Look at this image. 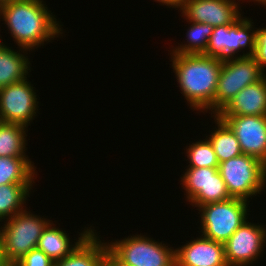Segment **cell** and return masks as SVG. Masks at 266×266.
I'll use <instances>...</instances> for the list:
<instances>
[{"instance_id": "31", "label": "cell", "mask_w": 266, "mask_h": 266, "mask_svg": "<svg viewBox=\"0 0 266 266\" xmlns=\"http://www.w3.org/2000/svg\"><path fill=\"white\" fill-rule=\"evenodd\" d=\"M250 1H255L258 2L259 4H263L266 6V0H250Z\"/></svg>"}, {"instance_id": "23", "label": "cell", "mask_w": 266, "mask_h": 266, "mask_svg": "<svg viewBox=\"0 0 266 266\" xmlns=\"http://www.w3.org/2000/svg\"><path fill=\"white\" fill-rule=\"evenodd\" d=\"M189 22L190 27L187 30L186 44H179L178 47H172L173 54H204L208 47L209 38L213 32L214 27L209 24ZM175 48V49H173Z\"/></svg>"}, {"instance_id": "7", "label": "cell", "mask_w": 266, "mask_h": 266, "mask_svg": "<svg viewBox=\"0 0 266 266\" xmlns=\"http://www.w3.org/2000/svg\"><path fill=\"white\" fill-rule=\"evenodd\" d=\"M108 249L129 266H176L175 249L145 235L108 242Z\"/></svg>"}, {"instance_id": "1", "label": "cell", "mask_w": 266, "mask_h": 266, "mask_svg": "<svg viewBox=\"0 0 266 266\" xmlns=\"http://www.w3.org/2000/svg\"><path fill=\"white\" fill-rule=\"evenodd\" d=\"M43 2L20 0L0 6V19L5 21L18 48L32 51L63 34L62 25Z\"/></svg>"}, {"instance_id": "13", "label": "cell", "mask_w": 266, "mask_h": 266, "mask_svg": "<svg viewBox=\"0 0 266 266\" xmlns=\"http://www.w3.org/2000/svg\"><path fill=\"white\" fill-rule=\"evenodd\" d=\"M239 5L235 0H183L180 10L186 21L217 27L239 20L243 16Z\"/></svg>"}, {"instance_id": "5", "label": "cell", "mask_w": 266, "mask_h": 266, "mask_svg": "<svg viewBox=\"0 0 266 266\" xmlns=\"http://www.w3.org/2000/svg\"><path fill=\"white\" fill-rule=\"evenodd\" d=\"M249 203L237 198L199 206L201 231L204 237L225 243L248 219Z\"/></svg>"}, {"instance_id": "8", "label": "cell", "mask_w": 266, "mask_h": 266, "mask_svg": "<svg viewBox=\"0 0 266 266\" xmlns=\"http://www.w3.org/2000/svg\"><path fill=\"white\" fill-rule=\"evenodd\" d=\"M251 19L241 17L234 24L214 27L204 53L219 59H229L246 47L248 52H242L239 57L252 56L255 51L256 30Z\"/></svg>"}, {"instance_id": "12", "label": "cell", "mask_w": 266, "mask_h": 266, "mask_svg": "<svg viewBox=\"0 0 266 266\" xmlns=\"http://www.w3.org/2000/svg\"><path fill=\"white\" fill-rule=\"evenodd\" d=\"M217 116L235 133L243 154L266 164V116Z\"/></svg>"}, {"instance_id": "29", "label": "cell", "mask_w": 266, "mask_h": 266, "mask_svg": "<svg viewBox=\"0 0 266 266\" xmlns=\"http://www.w3.org/2000/svg\"><path fill=\"white\" fill-rule=\"evenodd\" d=\"M0 266H8V263L6 262V259L3 255V250L0 243Z\"/></svg>"}, {"instance_id": "15", "label": "cell", "mask_w": 266, "mask_h": 266, "mask_svg": "<svg viewBox=\"0 0 266 266\" xmlns=\"http://www.w3.org/2000/svg\"><path fill=\"white\" fill-rule=\"evenodd\" d=\"M217 115L266 116V76L243 88Z\"/></svg>"}, {"instance_id": "14", "label": "cell", "mask_w": 266, "mask_h": 266, "mask_svg": "<svg viewBox=\"0 0 266 266\" xmlns=\"http://www.w3.org/2000/svg\"><path fill=\"white\" fill-rule=\"evenodd\" d=\"M176 266H228L224 243L201 235L175 249Z\"/></svg>"}, {"instance_id": "18", "label": "cell", "mask_w": 266, "mask_h": 266, "mask_svg": "<svg viewBox=\"0 0 266 266\" xmlns=\"http://www.w3.org/2000/svg\"><path fill=\"white\" fill-rule=\"evenodd\" d=\"M11 48L5 44L0 46V89L26 79L31 69L28 56L21 53L29 50L20 48L15 51Z\"/></svg>"}, {"instance_id": "21", "label": "cell", "mask_w": 266, "mask_h": 266, "mask_svg": "<svg viewBox=\"0 0 266 266\" xmlns=\"http://www.w3.org/2000/svg\"><path fill=\"white\" fill-rule=\"evenodd\" d=\"M33 183H11L0 186V222L24 210ZM30 191V192H29Z\"/></svg>"}, {"instance_id": "16", "label": "cell", "mask_w": 266, "mask_h": 266, "mask_svg": "<svg viewBox=\"0 0 266 266\" xmlns=\"http://www.w3.org/2000/svg\"><path fill=\"white\" fill-rule=\"evenodd\" d=\"M88 228H85L84 231L79 234L80 237H78V240L76 239V242L72 244L66 231L55 227L54 223L50 222L43 230L36 248L43 251L54 262L62 260L93 230L90 227Z\"/></svg>"}, {"instance_id": "27", "label": "cell", "mask_w": 266, "mask_h": 266, "mask_svg": "<svg viewBox=\"0 0 266 266\" xmlns=\"http://www.w3.org/2000/svg\"><path fill=\"white\" fill-rule=\"evenodd\" d=\"M102 266H129L119 260L109 249L105 251Z\"/></svg>"}, {"instance_id": "26", "label": "cell", "mask_w": 266, "mask_h": 266, "mask_svg": "<svg viewBox=\"0 0 266 266\" xmlns=\"http://www.w3.org/2000/svg\"><path fill=\"white\" fill-rule=\"evenodd\" d=\"M252 57L265 72L266 69V27L256 30L255 51Z\"/></svg>"}, {"instance_id": "24", "label": "cell", "mask_w": 266, "mask_h": 266, "mask_svg": "<svg viewBox=\"0 0 266 266\" xmlns=\"http://www.w3.org/2000/svg\"><path fill=\"white\" fill-rule=\"evenodd\" d=\"M186 148V156L188 158L187 160L190 163L187 167H219L216 153L207 137L195 143L193 142L188 147L186 146Z\"/></svg>"}, {"instance_id": "17", "label": "cell", "mask_w": 266, "mask_h": 266, "mask_svg": "<svg viewBox=\"0 0 266 266\" xmlns=\"http://www.w3.org/2000/svg\"><path fill=\"white\" fill-rule=\"evenodd\" d=\"M95 231L93 229L68 256L54 262V266H102L108 245Z\"/></svg>"}, {"instance_id": "28", "label": "cell", "mask_w": 266, "mask_h": 266, "mask_svg": "<svg viewBox=\"0 0 266 266\" xmlns=\"http://www.w3.org/2000/svg\"><path fill=\"white\" fill-rule=\"evenodd\" d=\"M156 2L162 3V5H167V7H172V8H178L180 10L183 0H155Z\"/></svg>"}, {"instance_id": "25", "label": "cell", "mask_w": 266, "mask_h": 266, "mask_svg": "<svg viewBox=\"0 0 266 266\" xmlns=\"http://www.w3.org/2000/svg\"><path fill=\"white\" fill-rule=\"evenodd\" d=\"M16 264L18 266H54V261L43 251L35 248L25 254Z\"/></svg>"}, {"instance_id": "6", "label": "cell", "mask_w": 266, "mask_h": 266, "mask_svg": "<svg viewBox=\"0 0 266 266\" xmlns=\"http://www.w3.org/2000/svg\"><path fill=\"white\" fill-rule=\"evenodd\" d=\"M237 56V57H236ZM266 76L252 56L224 59L214 97V115H217L246 86Z\"/></svg>"}, {"instance_id": "3", "label": "cell", "mask_w": 266, "mask_h": 266, "mask_svg": "<svg viewBox=\"0 0 266 266\" xmlns=\"http://www.w3.org/2000/svg\"><path fill=\"white\" fill-rule=\"evenodd\" d=\"M31 213L24 209L0 227V243L8 264L17 263L35 249L43 230L52 221Z\"/></svg>"}, {"instance_id": "9", "label": "cell", "mask_w": 266, "mask_h": 266, "mask_svg": "<svg viewBox=\"0 0 266 266\" xmlns=\"http://www.w3.org/2000/svg\"><path fill=\"white\" fill-rule=\"evenodd\" d=\"M181 176L186 198L196 208L205 204L227 200L230 197L218 167H187Z\"/></svg>"}, {"instance_id": "20", "label": "cell", "mask_w": 266, "mask_h": 266, "mask_svg": "<svg viewBox=\"0 0 266 266\" xmlns=\"http://www.w3.org/2000/svg\"><path fill=\"white\" fill-rule=\"evenodd\" d=\"M34 163L29 157H0V186L11 183H34Z\"/></svg>"}, {"instance_id": "19", "label": "cell", "mask_w": 266, "mask_h": 266, "mask_svg": "<svg viewBox=\"0 0 266 266\" xmlns=\"http://www.w3.org/2000/svg\"><path fill=\"white\" fill-rule=\"evenodd\" d=\"M217 128L206 136L211 142L219 163L237 157L242 153L239 141L231 128L217 115H212Z\"/></svg>"}, {"instance_id": "32", "label": "cell", "mask_w": 266, "mask_h": 266, "mask_svg": "<svg viewBox=\"0 0 266 266\" xmlns=\"http://www.w3.org/2000/svg\"><path fill=\"white\" fill-rule=\"evenodd\" d=\"M8 266H18L16 263L8 264Z\"/></svg>"}, {"instance_id": "10", "label": "cell", "mask_w": 266, "mask_h": 266, "mask_svg": "<svg viewBox=\"0 0 266 266\" xmlns=\"http://www.w3.org/2000/svg\"><path fill=\"white\" fill-rule=\"evenodd\" d=\"M24 79L0 89V120L28 128L37 116L39 101L31 82ZM32 85V86H31Z\"/></svg>"}, {"instance_id": "22", "label": "cell", "mask_w": 266, "mask_h": 266, "mask_svg": "<svg viewBox=\"0 0 266 266\" xmlns=\"http://www.w3.org/2000/svg\"><path fill=\"white\" fill-rule=\"evenodd\" d=\"M26 128L18 124L0 123V157H28L25 153Z\"/></svg>"}, {"instance_id": "4", "label": "cell", "mask_w": 266, "mask_h": 266, "mask_svg": "<svg viewBox=\"0 0 266 266\" xmlns=\"http://www.w3.org/2000/svg\"><path fill=\"white\" fill-rule=\"evenodd\" d=\"M218 170L231 198L248 201L266 187V164L241 154L219 163Z\"/></svg>"}, {"instance_id": "2", "label": "cell", "mask_w": 266, "mask_h": 266, "mask_svg": "<svg viewBox=\"0 0 266 266\" xmlns=\"http://www.w3.org/2000/svg\"><path fill=\"white\" fill-rule=\"evenodd\" d=\"M172 54V55H171ZM171 62L179 89L191 109L214 114V97L222 59L205 54H173Z\"/></svg>"}, {"instance_id": "30", "label": "cell", "mask_w": 266, "mask_h": 266, "mask_svg": "<svg viewBox=\"0 0 266 266\" xmlns=\"http://www.w3.org/2000/svg\"><path fill=\"white\" fill-rule=\"evenodd\" d=\"M13 1H20V0H0V6L8 2H13Z\"/></svg>"}, {"instance_id": "11", "label": "cell", "mask_w": 266, "mask_h": 266, "mask_svg": "<svg viewBox=\"0 0 266 266\" xmlns=\"http://www.w3.org/2000/svg\"><path fill=\"white\" fill-rule=\"evenodd\" d=\"M266 228L246 220L224 243L228 266H250L262 254Z\"/></svg>"}]
</instances>
